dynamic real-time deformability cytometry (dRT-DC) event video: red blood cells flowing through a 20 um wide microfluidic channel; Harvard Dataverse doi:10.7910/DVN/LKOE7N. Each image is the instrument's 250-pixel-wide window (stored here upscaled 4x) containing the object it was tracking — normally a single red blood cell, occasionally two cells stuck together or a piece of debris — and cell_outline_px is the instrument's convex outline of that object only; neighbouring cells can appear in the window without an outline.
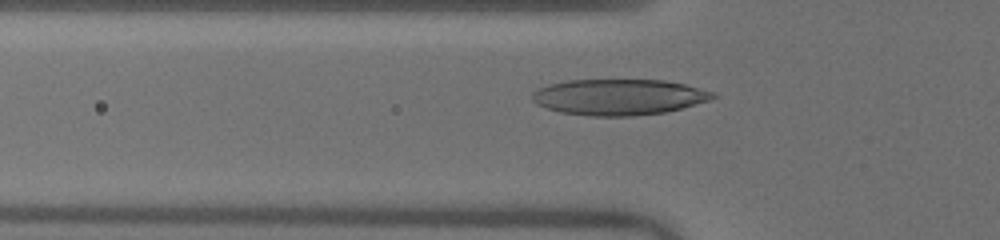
{"species": "human", "species_latin": "Homo sapiens", "temperature_condition": "warm", "stored_images_in_passage": 43, "camera_frame_rate_fps": 3000, "um_per_image_px": 0.085, "donor": {"sex": "male"}, "frame": {"image": 1, "passage_image": 17, "time_ms": 5.333, "image_size_px": [1000, 240], "cell_outline_px": [[716, 96], [712, 100], [664, 112], [632, 116], [592, 116], [560, 112], [536, 104], [532, 100], [532, 92], [536, 88], [548, 84], [568, 80], [664, 80], [684, 84], [716, 92]], "centroid_in_image_um": [52.59, 8.24], "position_along_channel_um": 73.2, "area_um2": 37.92}}
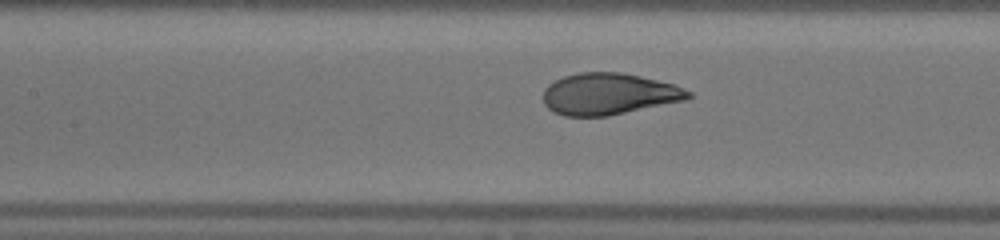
{"frame": {"image": 2, "passage_image": 23, "time_ms": 7.333, "image_size_px": [1000, 240], "cell_outline_px": [[692, 96], [684, 100], [608, 116], [564, 116], [552, 112], [544, 104], [544, 88], [548, 84], [564, 76], [580, 72], [620, 72], [640, 76], [672, 84], [692, 92]], "centroid_in_image_um": [51.71, 7.99], "position_along_channel_um": 155.7, "area_um2": 34.97}}
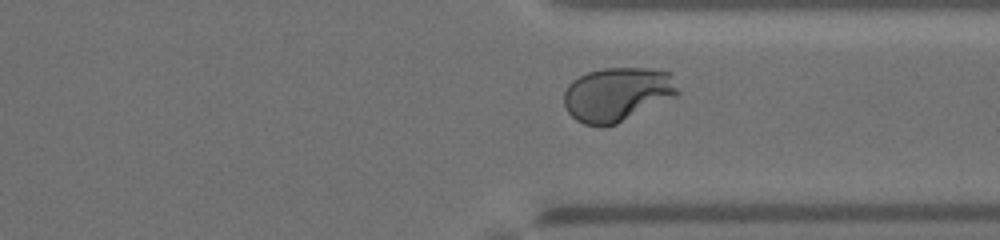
{"frame": {"image": 3, "passage_image": 38, "time_ms": 12.333, "image_size_px": [1000, 240], "cell_outline_px": [[680, 92], [676, 96], [616, 124], [584, 124], [576, 120], [568, 112], [564, 104], [564, 92], [568, 84], [572, 80], [588, 72], [604, 68], [648, 68], [672, 72]], "centroid_in_image_um": [52.49, 7.98], "position_along_channel_um": 358.9, "area_um2": 35.66}, "authors_computed_cell_mechanics": {"area_um2": 35.6048, "velocity_mm_per_s": 4.0677, "shape_relaxation_time_tau1_ms": 3.9997, "shape_relaxation_time_tau2_ms": null, "deformation_change_tau1": 0.257, "deformation_change_tau2": null}}